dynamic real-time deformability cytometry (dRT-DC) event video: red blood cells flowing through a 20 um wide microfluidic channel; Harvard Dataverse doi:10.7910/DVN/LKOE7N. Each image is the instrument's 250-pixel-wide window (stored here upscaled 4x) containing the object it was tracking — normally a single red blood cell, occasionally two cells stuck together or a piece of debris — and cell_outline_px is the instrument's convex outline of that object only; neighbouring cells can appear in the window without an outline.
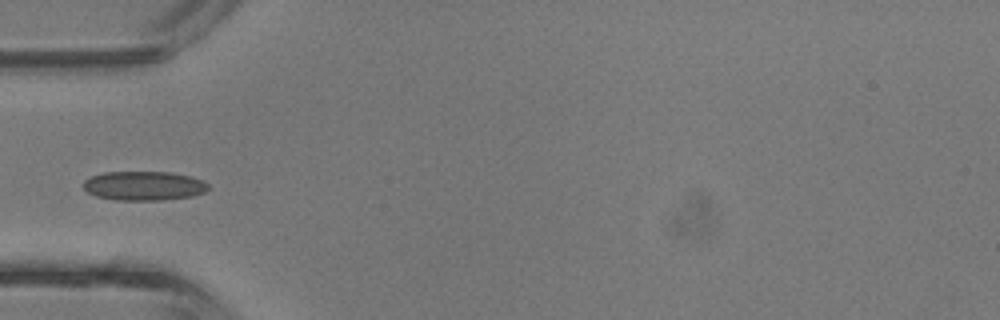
{"species": "common noctule bat (a hibernating species)", "species_latin": "Nyctalus noctula", "temperature_condition": "room temperature", "stored_images_in_passage": 4, "camera_frame_rate_fps": 3000, "um_per_image_px": 0.085, "animal": {"sex": "male", "body_mass_g": 13.3}, "frame": {"image": 1, "passage_image": 4, "time_ms": 1.0, "image_size_px": [1000, 320], "cell_outline_px": [[208, 188], [204, 192], [192, 196], [160, 200], [116, 200], [96, 196], [88, 192], [84, 188], [84, 180], [92, 176], [104, 172], [168, 172], [188, 176], [204, 180], [208, 184]], "centroid_in_image_um": [12.22, 15.79], "position_along_channel_um": 72.8, "area_um2": 21.1}}